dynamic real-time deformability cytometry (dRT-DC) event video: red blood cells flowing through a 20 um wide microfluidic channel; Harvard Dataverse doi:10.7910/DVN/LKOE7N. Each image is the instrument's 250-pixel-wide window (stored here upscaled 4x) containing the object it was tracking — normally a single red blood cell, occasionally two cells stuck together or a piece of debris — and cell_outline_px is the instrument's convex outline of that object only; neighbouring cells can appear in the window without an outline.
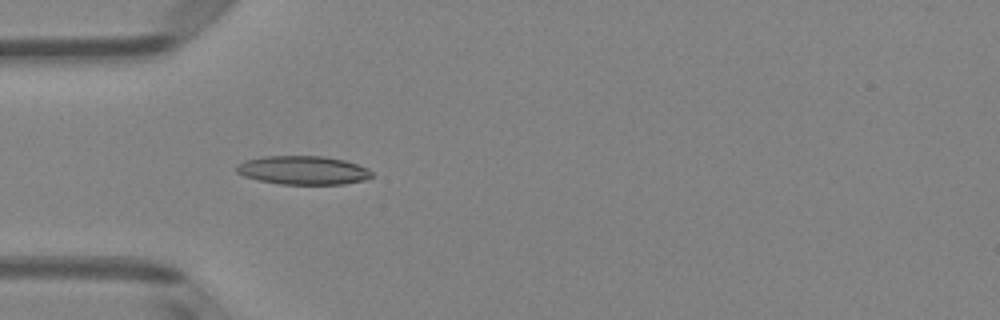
{"species": "Egyptian fruit bat (a non-hibernating species)", "species_latin": "Rousettus aegyptiacus", "temperature_condition": "room temperature", "stored_images_in_passage": 20, "camera_frame_rate_fps": 3000, "um_per_image_px": 0.085, "animal": {"sex": "female"}, "frame": {"image": 1, "passage_image": 1, "time_ms": 0.0, "image_size_px": [1000, 320], "cell_outline_px": [[372, 176], [364, 180], [344, 184], [280, 184], [260, 180], [244, 176], [236, 172], [236, 164], [244, 160], [264, 156], [324, 156], [344, 160], [368, 168], [372, 172]], "centroid_in_image_um": [25.74, 14.46], "position_along_channel_um": 59.3, "area_um2": 22.6}}
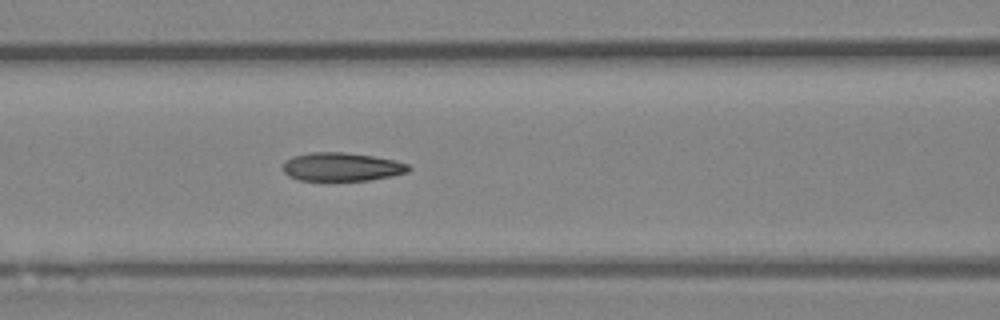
{"frame": {"image": 2, "passage_image": 7, "time_ms": 2.0, "image_size_px": [1000, 320], "cell_outline_px": [[412, 168], [408, 172], [392, 176], [368, 180], [300, 180], [288, 176], [284, 172], [284, 164], [292, 156], [312, 152], [344, 152], [372, 156], [396, 160], [408, 164]], "centroid_in_image_um": [29.08, 14.18], "position_along_channel_um": 137.5, "area_um2": 20.75}}
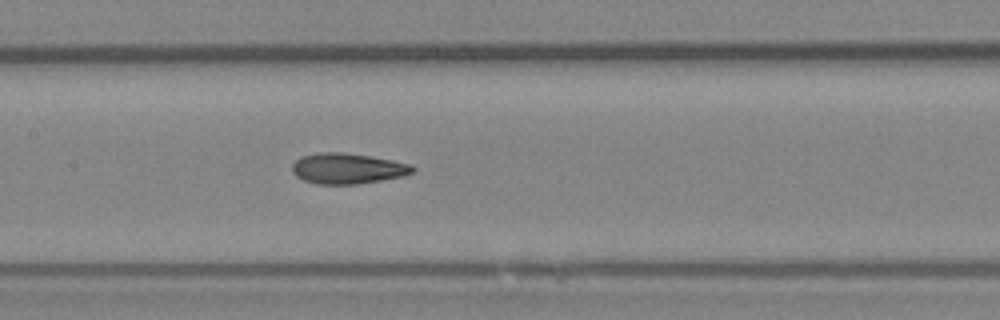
{"frame": {"image": 3, "passage_image": 10, "time_ms": 3.0, "image_size_px": [1000, 320], "cell_outline_px": [[416, 168], [412, 172], [404, 176], [356, 184], [316, 184], [304, 180], [296, 176], [292, 172], [292, 164], [300, 156], [320, 152], [340, 152], [368, 156], [392, 160], [412, 164]], "centroid_in_image_um": [29.52, 14.32], "position_along_channel_um": 177.9, "area_um2": 21.44}}